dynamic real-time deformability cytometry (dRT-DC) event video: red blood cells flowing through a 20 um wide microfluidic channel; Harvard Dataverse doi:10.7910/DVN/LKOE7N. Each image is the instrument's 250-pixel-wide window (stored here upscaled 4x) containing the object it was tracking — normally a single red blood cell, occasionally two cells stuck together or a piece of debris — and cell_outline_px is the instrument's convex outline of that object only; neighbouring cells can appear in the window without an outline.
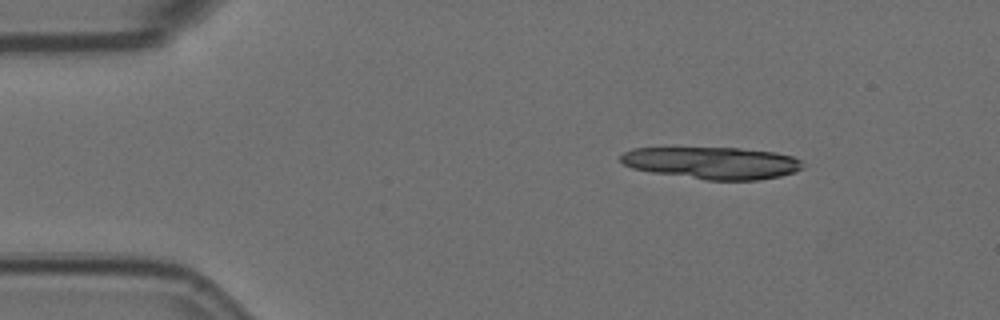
{"species": "Egyptian fruit bat (a non-hibernating species)", "species_latin": "Rousettus aegyptiacus", "temperature_condition": "room temperature", "stored_images_in_passage": 6, "camera_frame_rate_fps": 3000, "um_per_image_px": 0.085, "animal": {"sex": "female"}, "frame": {"image": 1, "passage_image": 1, "time_ms": 0.0, "image_size_px": [1000, 320], "cell_outline_px": [[804, 168], [796, 172], [780, 176], [756, 180], [708, 180], [652, 172], [632, 168], [624, 164], [620, 160], [620, 156], [624, 152], [632, 148], [740, 148], [776, 152], [792, 156], [800, 160], [804, 164]], "centroid_in_image_um": [60.57, 13.84], "position_along_channel_um": 24.4, "area_um2": 34.04}}
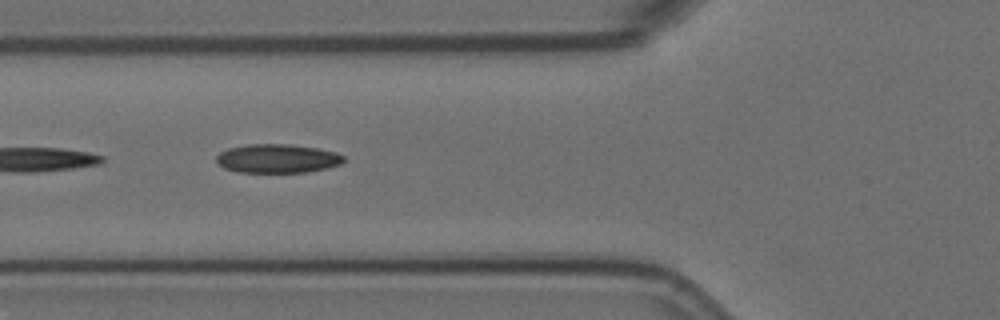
{"frame": {"image": 2, "passage_image": 5, "time_ms": 1.333, "image_size_px": [1000, 320], "cell_outline_px": [[344, 160], [340, 164], [328, 168], [304, 172], [236, 172], [224, 168], [216, 164], [216, 156], [220, 152], [228, 148], [248, 144], [288, 144], [316, 148], [336, 152], [344, 156]], "centroid_in_image_um": [23.54, 13.47], "position_along_channel_um": 102.3, "area_um2": 21.44}}
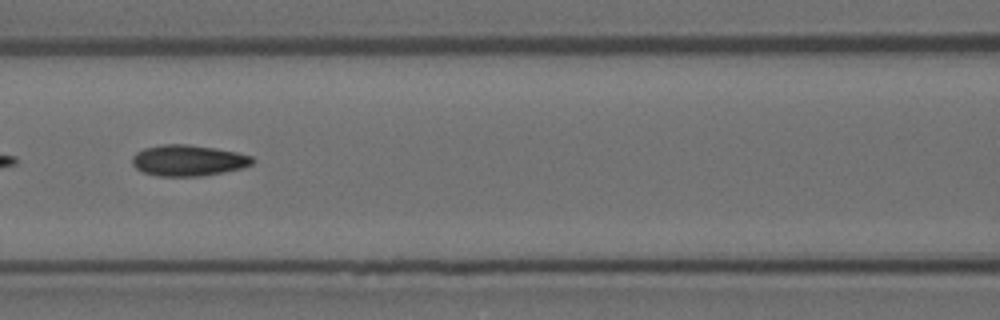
{"frame": {"image": 3, "passage_image": 6, "time_ms": 1.667, "image_size_px": [1000, 320], "cell_outline_px": [[256, 160], [252, 164], [244, 168], [224, 172], [200, 176], [156, 176], [144, 172], [136, 168], [132, 164], [132, 156], [136, 152], [144, 148], [160, 144], [188, 144], [236, 152], [252, 156]], "centroid_in_image_um": [16.0, 13.64], "position_along_channel_um": 150.6, "area_um2": 21.85}}